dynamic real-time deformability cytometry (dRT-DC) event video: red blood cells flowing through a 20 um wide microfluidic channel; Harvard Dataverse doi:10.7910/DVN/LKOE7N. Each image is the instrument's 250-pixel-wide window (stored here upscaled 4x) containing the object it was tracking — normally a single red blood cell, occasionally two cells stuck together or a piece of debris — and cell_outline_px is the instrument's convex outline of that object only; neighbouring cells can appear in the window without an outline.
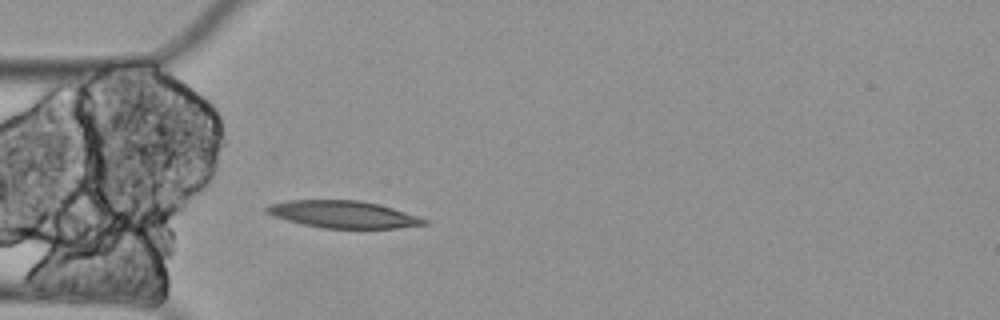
{"species": "Egyptian fruit bat (a non-hibernating species)", "species_latin": "Rousettus aegyptiacus", "temperature_condition": "cold", "stored_images_in_passage": 2, "camera_frame_rate_fps": 3000, "um_per_image_px": 0.085, "animal": {"sex": "female"}, "frame": {"image": 1, "passage_image": 2, "time_ms": 0.333, "image_size_px": [1000, 320], "cell_outline_px": [[428, 224], [396, 228], [324, 228], [300, 224], [272, 216], [264, 212], [264, 208], [268, 204], [288, 200], [360, 200], [392, 208], [428, 220]], "centroid_in_image_um": [29.08, 18.22], "position_along_channel_um": 55.9, "area_um2": 24.91}}